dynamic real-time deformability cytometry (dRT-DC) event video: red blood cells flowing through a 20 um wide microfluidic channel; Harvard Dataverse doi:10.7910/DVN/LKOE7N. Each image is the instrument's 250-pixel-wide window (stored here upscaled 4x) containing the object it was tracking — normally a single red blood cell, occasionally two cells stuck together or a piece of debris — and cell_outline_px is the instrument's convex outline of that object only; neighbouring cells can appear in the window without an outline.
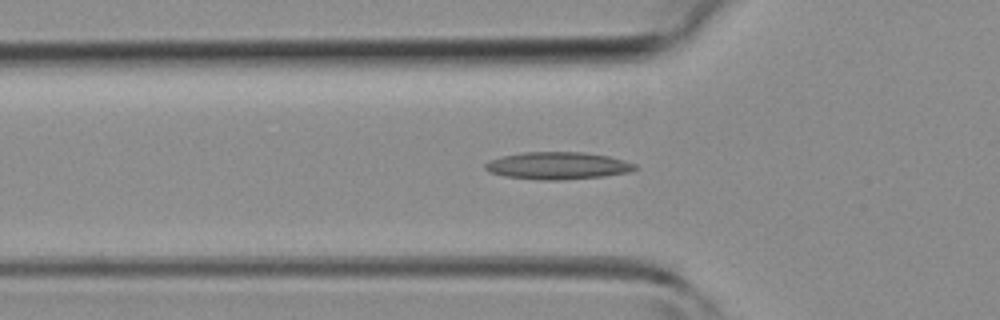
{"species": "common noctule bat (a hibernating species)", "species_latin": "Nyctalus noctula", "temperature_condition": "room temperature", "stored_images_in_passage": 33, "camera_frame_rate_fps": 3000, "um_per_image_px": 0.085, "animal": {"sex": "female", "body_mass_g": 19.3, "forearm_length_mm": 54.1}, "frame": {"image": 1, "passage_image": 5, "time_ms": 1.333, "image_size_px": [1000, 320], "cell_outline_px": [[636, 168], [628, 172], [604, 176], [564, 180], [540, 180], [504, 176], [488, 172], [484, 168], [484, 164], [492, 160], [504, 156], [524, 152], [580, 152], [608, 156], [624, 160], [636, 164]], "centroid_in_image_um": [47.39, 14.09], "position_along_channel_um": 78.4, "area_um2": 23.7}}
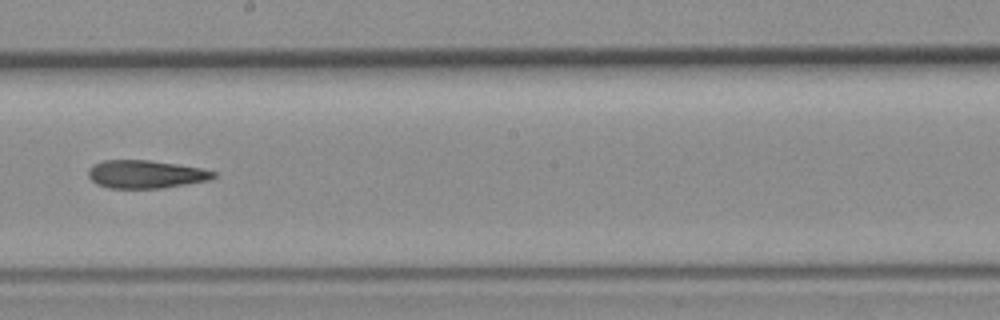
{"frame": {"image": 2, "passage_image": 15, "time_ms": 4.667, "image_size_px": [1000, 320], "cell_outline_px": [[216, 176], [212, 180], [160, 188], [108, 188], [96, 184], [88, 176], [88, 168], [92, 164], [104, 160], [148, 160], [200, 168], [216, 172]], "centroid_in_image_um": [12.36, 14.81], "position_along_channel_um": 235.8, "area_um2": 20.46}}
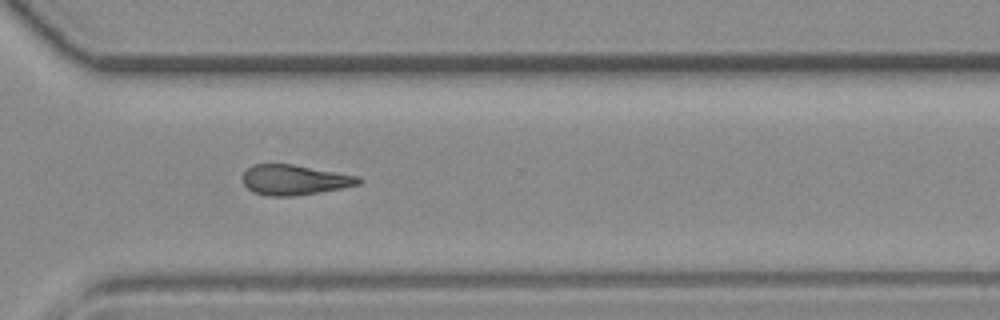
{"frame": {"image": 3, "passage_image": 22, "time_ms": 7.0, "image_size_px": [1000, 320], "cell_outline_px": [[364, 180], [360, 184], [320, 192], [296, 196], [268, 196], [252, 192], [244, 184], [244, 172], [252, 164], [292, 164], [360, 176]], "centroid_in_image_um": [25.05, 15.29], "position_along_channel_um": 345.5, "area_um2": 20.4}}